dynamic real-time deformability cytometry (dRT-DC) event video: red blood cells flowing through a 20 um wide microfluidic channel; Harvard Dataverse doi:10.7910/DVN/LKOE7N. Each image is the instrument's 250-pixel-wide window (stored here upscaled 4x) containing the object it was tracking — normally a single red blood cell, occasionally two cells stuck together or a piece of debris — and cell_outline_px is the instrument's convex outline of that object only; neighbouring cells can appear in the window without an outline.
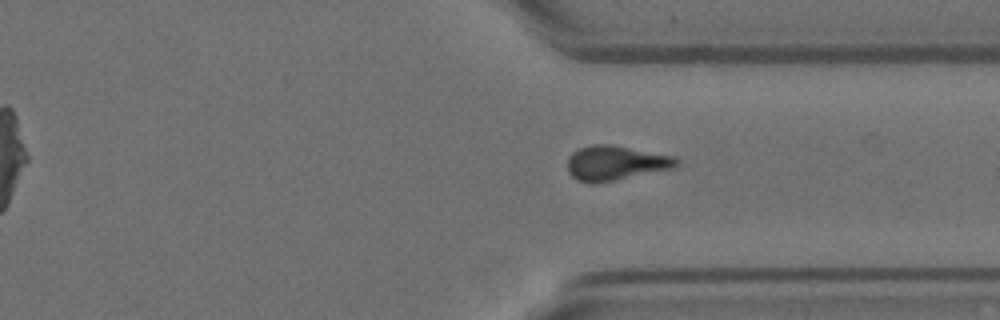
{"species": "Egyptian fruit bat (a non-hibernating species)", "species_latin": "Rousettus aegyptiacus", "temperature_condition": "room temperature", "stored_images_in_passage": 14, "segment_of_instrument_passage": [2, 2], "camera_frame_rate_fps": 3000, "um_per_image_px": 0.085, "animal": {"sex": "female"}, "frame": {"image": 1, "passage_image": 14, "time_ms": 4.333, "image_size_px": [1000, 320], "cell_outline_px": [[680, 164], [676, 168], [596, 184], [592, 184], [576, 180], [568, 172], [568, 156], [572, 152], [580, 148], [592, 144], [612, 144], [672, 156], [680, 160]], "centroid_in_image_um": [52.33, 13.87], "position_along_channel_um": 359.1, "area_um2": 22.31}}